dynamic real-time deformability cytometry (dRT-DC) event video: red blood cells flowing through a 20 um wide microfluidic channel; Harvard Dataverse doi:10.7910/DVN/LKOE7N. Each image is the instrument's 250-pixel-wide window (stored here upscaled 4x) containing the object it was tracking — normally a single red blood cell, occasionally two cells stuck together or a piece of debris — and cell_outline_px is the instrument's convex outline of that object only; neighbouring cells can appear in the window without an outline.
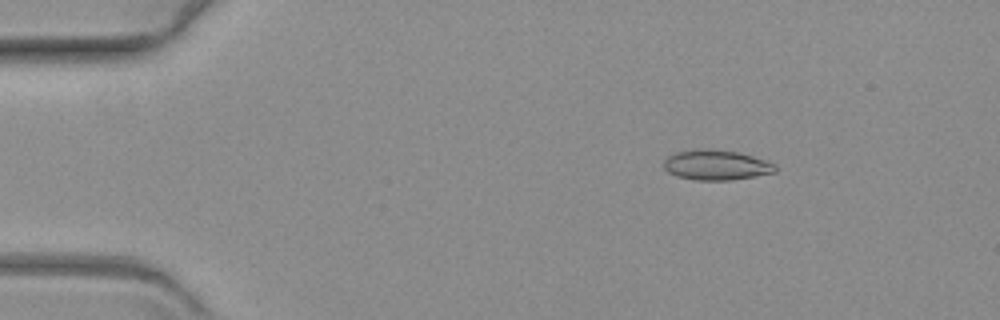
{"species": "common noctule bat (a hibernating species)", "species_latin": "Nyctalus noctula", "temperature_condition": "warm", "stored_images_in_passage": 60, "camera_frame_rate_fps": 3000, "um_per_image_px": 0.085, "animal": {"sex": "female", "body_mass_g": 19.3, "forearm_length_mm": 54.1}, "frame": {"image": 1, "passage_image": 9, "time_ms": 2.667, "image_size_px": [1000, 320], "cell_outline_px": [[776, 172], [756, 176], [732, 180], [696, 180], [676, 176], [668, 172], [664, 168], [664, 160], [668, 156], [676, 152], [692, 148], [712, 148], [736, 152], [752, 156], [776, 164]], "centroid_in_image_um": [60.85, 14.01], "position_along_channel_um": 24.1, "area_um2": 19.77}}
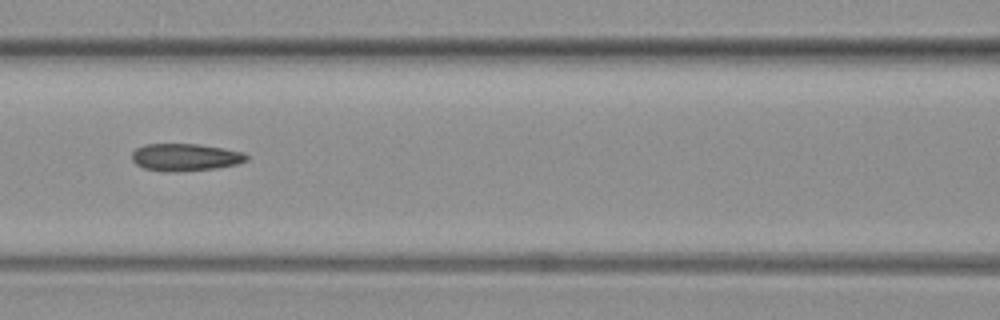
{"frame": {"image": 2, "passage_image": 27, "time_ms": 8.667, "image_size_px": [1000, 320], "cell_outline_px": [[248, 160], [236, 164], [216, 168], [180, 172], [164, 172], [144, 168], [136, 164], [132, 160], [132, 152], [136, 148], [144, 144], [200, 144], [224, 148], [244, 152], [248, 156]], "centroid_in_image_um": [15.74, 13.37], "position_along_channel_um": 150.9, "area_um2": 18.5}}
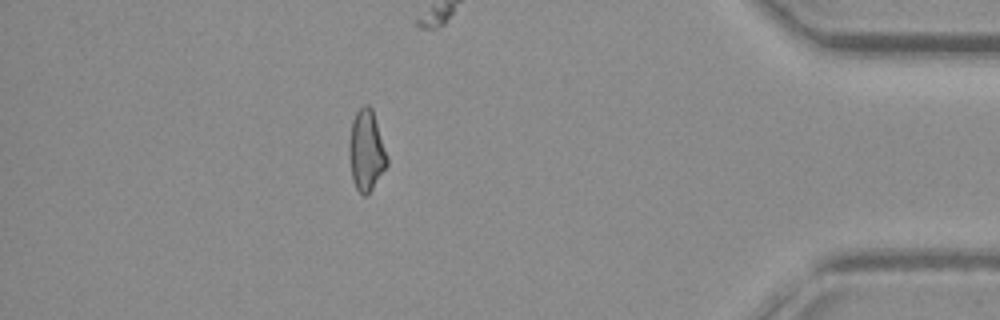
{"frame": {"image": 3, "passage_image": 53, "time_ms": 17.333, "image_size_px": [1000, 320], "cell_outline_px": [[388, 164], [372, 188], [364, 196], [356, 188], [352, 180], [348, 156], [348, 140], [352, 120], [356, 112], [364, 104], [368, 104], [372, 108], [388, 156]], "centroid_in_image_um": [31.11, 12.77], "position_along_channel_um": 404.1, "area_um2": 18.03}}